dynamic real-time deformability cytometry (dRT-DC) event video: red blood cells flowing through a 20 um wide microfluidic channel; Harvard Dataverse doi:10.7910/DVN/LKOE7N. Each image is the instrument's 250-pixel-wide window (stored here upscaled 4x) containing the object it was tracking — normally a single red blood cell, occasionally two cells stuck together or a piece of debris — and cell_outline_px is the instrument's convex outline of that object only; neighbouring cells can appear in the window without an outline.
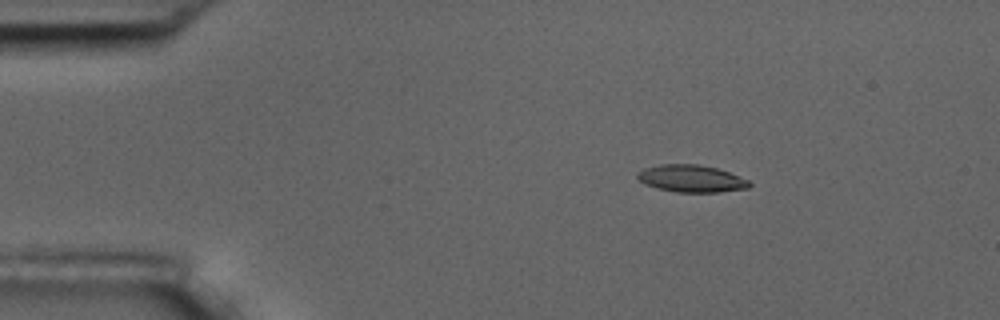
{"species": "common noctule bat (a hibernating species)", "species_latin": "Nyctalus noctula", "temperature_condition": "room temperature", "stored_images_in_passage": 5, "camera_frame_rate_fps": 3000, "um_per_image_px": 0.085, "animal": {"sex": "male", "body_mass_g": 17.5, "forearm_length_mm": 52.3}, "frame": {"image": 1, "passage_image": 3, "time_ms": 2.333, "image_size_px": [1000, 320], "cell_outline_px": [[752, 184], [748, 188], [720, 192], [676, 192], [656, 188], [644, 184], [636, 176], [636, 172], [644, 168], [660, 164], [700, 164], [716, 168], [728, 172], [748, 180]], "centroid_in_image_um": [58.73, 15.18], "position_along_channel_um": 26.3, "area_um2": 17.8}}